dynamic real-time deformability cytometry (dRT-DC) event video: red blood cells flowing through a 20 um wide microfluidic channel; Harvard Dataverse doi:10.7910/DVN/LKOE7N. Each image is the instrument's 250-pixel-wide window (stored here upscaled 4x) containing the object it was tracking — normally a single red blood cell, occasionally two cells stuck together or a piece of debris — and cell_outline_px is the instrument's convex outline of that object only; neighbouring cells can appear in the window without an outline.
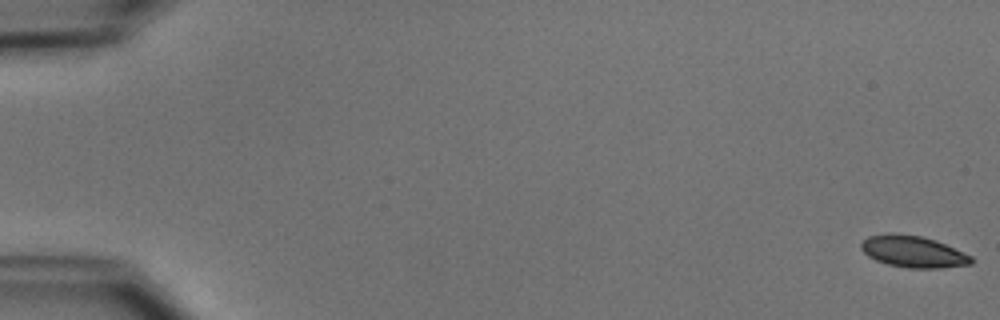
{"species": "common noctule bat (a hibernating species)", "species_latin": "Nyctalus noctula", "temperature_condition": "cold", "stored_images_in_passage": 52, "camera_frame_rate_fps": 3000, "um_per_image_px": 0.085, "animal": {"sex": "male", "body_mass_g": 15.6}, "frame": {"image": 1, "passage_image": 1, "time_ms": 0.0, "image_size_px": [1000, 320], "cell_outline_px": [[976, 260], [972, 264], [940, 268], [908, 268], [888, 264], [876, 260], [868, 256], [860, 248], [860, 244], [868, 236], [888, 232], [892, 232], [920, 236], [944, 244], [972, 256]], "centroid_in_image_um": [77.6, 21.39], "position_along_channel_um": 7.4, "area_um2": 20.29}}
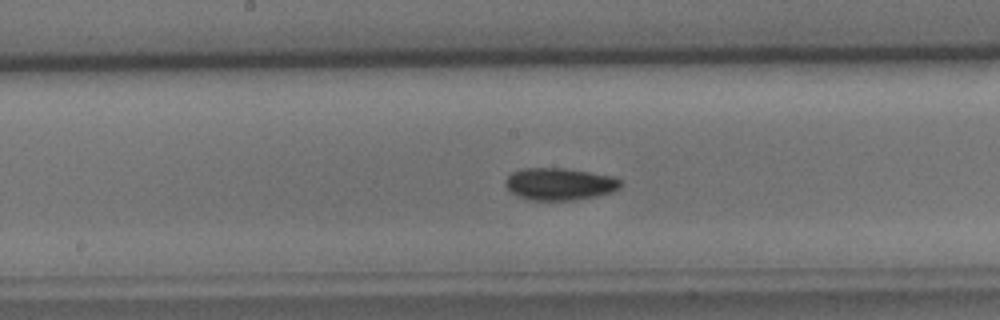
{"frame": {"image": 2, "passage_image": 28, "time_ms": 9.0, "image_size_px": [1000, 320], "cell_outline_px": [[620, 188], [612, 192], [596, 196], [572, 200], [532, 200], [516, 196], [504, 184], [504, 180], [512, 172], [524, 168], [564, 168], [612, 176], [620, 180]], "centroid_in_image_um": [47.53, 15.64], "position_along_channel_um": 200.7, "area_um2": 21.5}}
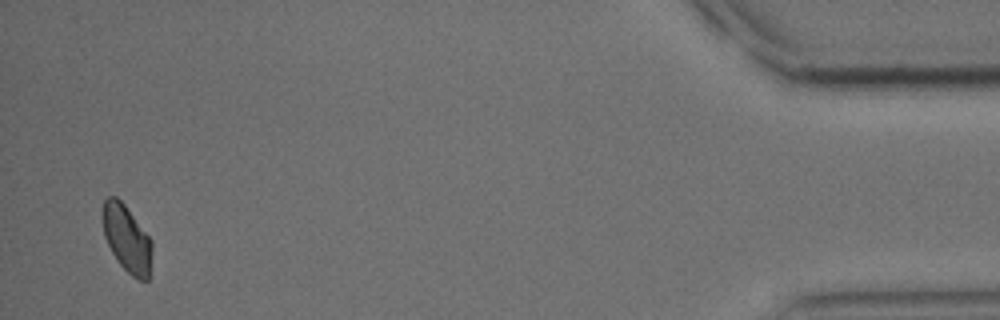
{"frame": {"image": 3, "passage_image": 51, "time_ms": 16.667, "image_size_px": [1000, 320], "cell_outline_px": [[152, 248], [148, 280], [140, 280], [132, 276], [120, 264], [112, 252], [104, 236], [100, 216], [100, 212], [104, 200], [108, 196], [116, 196], [124, 204], [152, 240]], "centroid_in_image_um": [10.74, 20.24], "position_along_channel_um": 424.5, "area_um2": 19.36}, "authors_computed_cell_mechanics": {"area_um2": 20.6346, "velocity_mm_per_s": 3.9083, "shape_relaxation_time_tau1_ms": 3.7061, "shape_relaxation_time_tau2_ms": 8.2738, "deformation_change_tau1": 0.0793, "deformation_change_tau2": 0.0747}}